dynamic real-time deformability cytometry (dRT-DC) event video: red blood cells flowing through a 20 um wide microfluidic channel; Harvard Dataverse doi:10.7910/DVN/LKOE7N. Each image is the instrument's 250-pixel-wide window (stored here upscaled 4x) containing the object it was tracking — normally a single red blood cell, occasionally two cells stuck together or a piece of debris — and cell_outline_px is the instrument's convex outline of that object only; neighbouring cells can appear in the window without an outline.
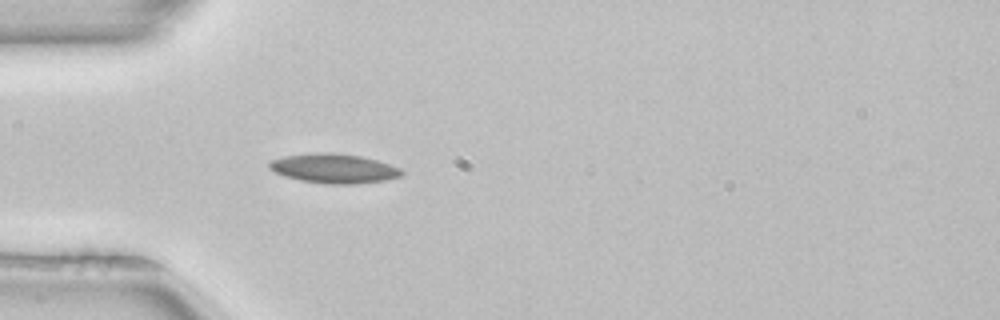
{"species": "common noctule bat (a hibernating species)", "species_latin": "Nyctalus noctula", "temperature_condition": "room temperature", "stored_images_in_passage": 35, "camera_frame_rate_fps": 3000, "um_per_image_px": 0.085, "animal": {"sex": "female", "body_mass_g": 22.7, "forearm_length_mm": 54.2}, "frame": {"image": 1, "passage_image": 1, "time_ms": 0.0, "image_size_px": [1000, 320], "cell_outline_px": [[404, 176], [388, 180], [360, 184], [324, 184], [300, 180], [284, 176], [268, 168], [268, 160], [284, 156], [316, 152], [336, 152], [360, 156], [376, 160], [400, 168], [404, 172]], "centroid_in_image_um": [28.39, 14.32], "position_along_channel_um": 56.6, "area_um2": 23.12}}